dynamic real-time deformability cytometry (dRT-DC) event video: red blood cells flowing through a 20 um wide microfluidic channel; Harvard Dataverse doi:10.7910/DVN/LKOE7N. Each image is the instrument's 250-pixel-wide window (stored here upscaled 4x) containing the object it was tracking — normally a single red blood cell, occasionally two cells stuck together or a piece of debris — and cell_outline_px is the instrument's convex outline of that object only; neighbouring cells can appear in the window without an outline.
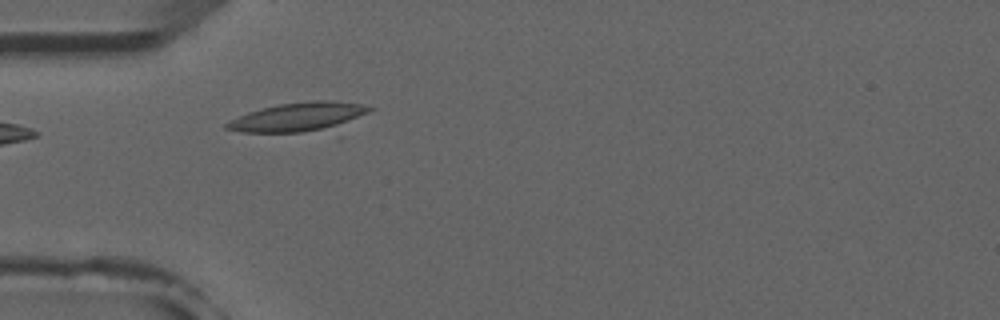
{"species": "common noctule bat (a hibernating species)", "species_latin": "Nyctalus noctula", "temperature_condition": "room temperature", "stored_images_in_passage": 2, "camera_frame_rate_fps": 3000, "um_per_image_px": 0.085, "animal": {"sex": "male", "forearm_length_mm": 52.5}, "frame": {"image": 1, "passage_image": 2, "time_ms": 1.0, "image_size_px": [1000, 320], "cell_outline_px": [[376, 108], [372, 112], [340, 140], [244, 132], [224, 128], [224, 124], [248, 112], [260, 108], [280, 104], [312, 100], [332, 100], [364, 104]], "centroid_in_image_um": [25.83, 10.14], "position_along_channel_um": 59.2, "area_um2": 29.3}}